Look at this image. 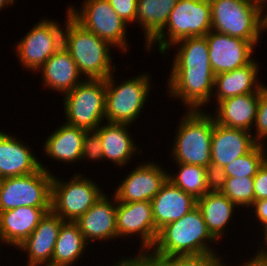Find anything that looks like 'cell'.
Masks as SVG:
<instances>
[{
  "instance_id": "1",
  "label": "cell",
  "mask_w": 267,
  "mask_h": 266,
  "mask_svg": "<svg viewBox=\"0 0 267 266\" xmlns=\"http://www.w3.org/2000/svg\"><path fill=\"white\" fill-rule=\"evenodd\" d=\"M171 47L178 50L166 83L169 98L179 99L187 110H205L204 106L212 102L215 81L206 37H187Z\"/></svg>"
},
{
  "instance_id": "2",
  "label": "cell",
  "mask_w": 267,
  "mask_h": 266,
  "mask_svg": "<svg viewBox=\"0 0 267 266\" xmlns=\"http://www.w3.org/2000/svg\"><path fill=\"white\" fill-rule=\"evenodd\" d=\"M210 243L214 246L212 243H216V240L209 233L202 213L196 206L179 220L161 228L150 251L139 257L176 258L179 255L218 254Z\"/></svg>"
},
{
  "instance_id": "3",
  "label": "cell",
  "mask_w": 267,
  "mask_h": 266,
  "mask_svg": "<svg viewBox=\"0 0 267 266\" xmlns=\"http://www.w3.org/2000/svg\"><path fill=\"white\" fill-rule=\"evenodd\" d=\"M65 28L63 30V47L75 61L84 79L105 80L116 69L112 66L111 45L93 32L84 29L66 9Z\"/></svg>"
},
{
  "instance_id": "4",
  "label": "cell",
  "mask_w": 267,
  "mask_h": 266,
  "mask_svg": "<svg viewBox=\"0 0 267 266\" xmlns=\"http://www.w3.org/2000/svg\"><path fill=\"white\" fill-rule=\"evenodd\" d=\"M215 120L206 110H186L173 138L171 158L175 163L193 164L211 171V139Z\"/></svg>"
},
{
  "instance_id": "5",
  "label": "cell",
  "mask_w": 267,
  "mask_h": 266,
  "mask_svg": "<svg viewBox=\"0 0 267 266\" xmlns=\"http://www.w3.org/2000/svg\"><path fill=\"white\" fill-rule=\"evenodd\" d=\"M210 4L211 30L257 46L262 32L267 30L266 8L259 0H210Z\"/></svg>"
},
{
  "instance_id": "6",
  "label": "cell",
  "mask_w": 267,
  "mask_h": 266,
  "mask_svg": "<svg viewBox=\"0 0 267 266\" xmlns=\"http://www.w3.org/2000/svg\"><path fill=\"white\" fill-rule=\"evenodd\" d=\"M211 28L210 0H178L165 27L145 46V51L151 53L157 44L158 51L165 57L175 42L187 37L206 36Z\"/></svg>"
},
{
  "instance_id": "7",
  "label": "cell",
  "mask_w": 267,
  "mask_h": 266,
  "mask_svg": "<svg viewBox=\"0 0 267 266\" xmlns=\"http://www.w3.org/2000/svg\"><path fill=\"white\" fill-rule=\"evenodd\" d=\"M130 77L117 83L114 72L105 79V121L109 123L132 125L141 116L150 95V73ZM150 78V79H149ZM143 109V110H142Z\"/></svg>"
},
{
  "instance_id": "8",
  "label": "cell",
  "mask_w": 267,
  "mask_h": 266,
  "mask_svg": "<svg viewBox=\"0 0 267 266\" xmlns=\"http://www.w3.org/2000/svg\"><path fill=\"white\" fill-rule=\"evenodd\" d=\"M81 173L75 172L68 181L53 175L51 211L64 221L76 222L105 193L92 177Z\"/></svg>"
},
{
  "instance_id": "9",
  "label": "cell",
  "mask_w": 267,
  "mask_h": 266,
  "mask_svg": "<svg viewBox=\"0 0 267 266\" xmlns=\"http://www.w3.org/2000/svg\"><path fill=\"white\" fill-rule=\"evenodd\" d=\"M105 96V80L84 79L62 96L65 123L95 131L105 121Z\"/></svg>"
},
{
  "instance_id": "10",
  "label": "cell",
  "mask_w": 267,
  "mask_h": 266,
  "mask_svg": "<svg viewBox=\"0 0 267 266\" xmlns=\"http://www.w3.org/2000/svg\"><path fill=\"white\" fill-rule=\"evenodd\" d=\"M82 9H81V8ZM68 6L70 16L84 29L93 32L120 53L129 49L126 24L114 11L108 0H84L81 6Z\"/></svg>"
},
{
  "instance_id": "11",
  "label": "cell",
  "mask_w": 267,
  "mask_h": 266,
  "mask_svg": "<svg viewBox=\"0 0 267 266\" xmlns=\"http://www.w3.org/2000/svg\"><path fill=\"white\" fill-rule=\"evenodd\" d=\"M53 175L42 167L32 173L0 180V212L18 207H51Z\"/></svg>"
},
{
  "instance_id": "12",
  "label": "cell",
  "mask_w": 267,
  "mask_h": 266,
  "mask_svg": "<svg viewBox=\"0 0 267 266\" xmlns=\"http://www.w3.org/2000/svg\"><path fill=\"white\" fill-rule=\"evenodd\" d=\"M59 23L42 18L14 45L22 68L37 72L63 46L64 27Z\"/></svg>"
},
{
  "instance_id": "13",
  "label": "cell",
  "mask_w": 267,
  "mask_h": 266,
  "mask_svg": "<svg viewBox=\"0 0 267 266\" xmlns=\"http://www.w3.org/2000/svg\"><path fill=\"white\" fill-rule=\"evenodd\" d=\"M116 226L117 235L121 239L139 237L141 247L139 246V254L135 256L148 253L159 232L155 226L150 201L117 202Z\"/></svg>"
},
{
  "instance_id": "14",
  "label": "cell",
  "mask_w": 267,
  "mask_h": 266,
  "mask_svg": "<svg viewBox=\"0 0 267 266\" xmlns=\"http://www.w3.org/2000/svg\"><path fill=\"white\" fill-rule=\"evenodd\" d=\"M144 162L138 163L139 166L129 172L115 188L113 194L118 202L151 201L160 192L168 179V171L161 164L150 160Z\"/></svg>"
},
{
  "instance_id": "15",
  "label": "cell",
  "mask_w": 267,
  "mask_h": 266,
  "mask_svg": "<svg viewBox=\"0 0 267 266\" xmlns=\"http://www.w3.org/2000/svg\"><path fill=\"white\" fill-rule=\"evenodd\" d=\"M205 37L209 46L210 64L215 75L245 66L255 58L256 48L250 41L213 30Z\"/></svg>"
},
{
  "instance_id": "16",
  "label": "cell",
  "mask_w": 267,
  "mask_h": 266,
  "mask_svg": "<svg viewBox=\"0 0 267 266\" xmlns=\"http://www.w3.org/2000/svg\"><path fill=\"white\" fill-rule=\"evenodd\" d=\"M63 222L51 210L46 212L33 232L16 248L27 253L25 266H52V254Z\"/></svg>"
},
{
  "instance_id": "17",
  "label": "cell",
  "mask_w": 267,
  "mask_h": 266,
  "mask_svg": "<svg viewBox=\"0 0 267 266\" xmlns=\"http://www.w3.org/2000/svg\"><path fill=\"white\" fill-rule=\"evenodd\" d=\"M256 144L251 132L215 123L211 139V174L215 176L225 165L247 154Z\"/></svg>"
},
{
  "instance_id": "18",
  "label": "cell",
  "mask_w": 267,
  "mask_h": 266,
  "mask_svg": "<svg viewBox=\"0 0 267 266\" xmlns=\"http://www.w3.org/2000/svg\"><path fill=\"white\" fill-rule=\"evenodd\" d=\"M104 193L93 206L77 221L80 232L88 244L117 239L116 209L117 198Z\"/></svg>"
},
{
  "instance_id": "19",
  "label": "cell",
  "mask_w": 267,
  "mask_h": 266,
  "mask_svg": "<svg viewBox=\"0 0 267 266\" xmlns=\"http://www.w3.org/2000/svg\"><path fill=\"white\" fill-rule=\"evenodd\" d=\"M16 137L0 130V179L32 174L41 167L52 173L29 145Z\"/></svg>"
},
{
  "instance_id": "20",
  "label": "cell",
  "mask_w": 267,
  "mask_h": 266,
  "mask_svg": "<svg viewBox=\"0 0 267 266\" xmlns=\"http://www.w3.org/2000/svg\"><path fill=\"white\" fill-rule=\"evenodd\" d=\"M150 202L158 231L165 225L179 220L197 206L194 196L184 192L168 179Z\"/></svg>"
},
{
  "instance_id": "21",
  "label": "cell",
  "mask_w": 267,
  "mask_h": 266,
  "mask_svg": "<svg viewBox=\"0 0 267 266\" xmlns=\"http://www.w3.org/2000/svg\"><path fill=\"white\" fill-rule=\"evenodd\" d=\"M51 207H18L0 212V243L15 249L33 232Z\"/></svg>"
},
{
  "instance_id": "22",
  "label": "cell",
  "mask_w": 267,
  "mask_h": 266,
  "mask_svg": "<svg viewBox=\"0 0 267 266\" xmlns=\"http://www.w3.org/2000/svg\"><path fill=\"white\" fill-rule=\"evenodd\" d=\"M260 90L255 93L238 95L224 99L215 104L213 116L215 123L235 129L252 132Z\"/></svg>"
},
{
  "instance_id": "23",
  "label": "cell",
  "mask_w": 267,
  "mask_h": 266,
  "mask_svg": "<svg viewBox=\"0 0 267 266\" xmlns=\"http://www.w3.org/2000/svg\"><path fill=\"white\" fill-rule=\"evenodd\" d=\"M41 72L45 88L61 92L62 96L84 80L75 61L62 46L37 71Z\"/></svg>"
},
{
  "instance_id": "24",
  "label": "cell",
  "mask_w": 267,
  "mask_h": 266,
  "mask_svg": "<svg viewBox=\"0 0 267 266\" xmlns=\"http://www.w3.org/2000/svg\"><path fill=\"white\" fill-rule=\"evenodd\" d=\"M259 61L253 59L249 64L236 68L233 71L215 75L212 98L217 102L238 95L255 93L263 85L258 73ZM214 96V97H213Z\"/></svg>"
},
{
  "instance_id": "25",
  "label": "cell",
  "mask_w": 267,
  "mask_h": 266,
  "mask_svg": "<svg viewBox=\"0 0 267 266\" xmlns=\"http://www.w3.org/2000/svg\"><path fill=\"white\" fill-rule=\"evenodd\" d=\"M128 124L103 122L95 131L99 134L105 159L120 169L133 159L139 151ZM135 154V155H134Z\"/></svg>"
},
{
  "instance_id": "26",
  "label": "cell",
  "mask_w": 267,
  "mask_h": 266,
  "mask_svg": "<svg viewBox=\"0 0 267 266\" xmlns=\"http://www.w3.org/2000/svg\"><path fill=\"white\" fill-rule=\"evenodd\" d=\"M197 207L212 237L216 241L223 240L222 237L228 232L226 227L239 207L215 187L197 199Z\"/></svg>"
},
{
  "instance_id": "27",
  "label": "cell",
  "mask_w": 267,
  "mask_h": 266,
  "mask_svg": "<svg viewBox=\"0 0 267 266\" xmlns=\"http://www.w3.org/2000/svg\"><path fill=\"white\" fill-rule=\"evenodd\" d=\"M64 123V124H63ZM86 130L62 122L45 140L43 151L55 161L76 163L82 154L83 138Z\"/></svg>"
},
{
  "instance_id": "28",
  "label": "cell",
  "mask_w": 267,
  "mask_h": 266,
  "mask_svg": "<svg viewBox=\"0 0 267 266\" xmlns=\"http://www.w3.org/2000/svg\"><path fill=\"white\" fill-rule=\"evenodd\" d=\"M89 245L76 222L61 225L52 254V266H72L83 257Z\"/></svg>"
},
{
  "instance_id": "29",
  "label": "cell",
  "mask_w": 267,
  "mask_h": 266,
  "mask_svg": "<svg viewBox=\"0 0 267 266\" xmlns=\"http://www.w3.org/2000/svg\"><path fill=\"white\" fill-rule=\"evenodd\" d=\"M178 0H137L136 24L144 32L145 46L165 27Z\"/></svg>"
},
{
  "instance_id": "30",
  "label": "cell",
  "mask_w": 267,
  "mask_h": 266,
  "mask_svg": "<svg viewBox=\"0 0 267 266\" xmlns=\"http://www.w3.org/2000/svg\"><path fill=\"white\" fill-rule=\"evenodd\" d=\"M176 173L168 172V180L196 199L203 197L214 187V176L205 167L193 164L176 163Z\"/></svg>"
},
{
  "instance_id": "31",
  "label": "cell",
  "mask_w": 267,
  "mask_h": 266,
  "mask_svg": "<svg viewBox=\"0 0 267 266\" xmlns=\"http://www.w3.org/2000/svg\"><path fill=\"white\" fill-rule=\"evenodd\" d=\"M267 160V145L256 144L247 154L225 165L214 178L255 177Z\"/></svg>"
},
{
  "instance_id": "32",
  "label": "cell",
  "mask_w": 267,
  "mask_h": 266,
  "mask_svg": "<svg viewBox=\"0 0 267 266\" xmlns=\"http://www.w3.org/2000/svg\"><path fill=\"white\" fill-rule=\"evenodd\" d=\"M214 187L239 208L254 203V177L214 178Z\"/></svg>"
},
{
  "instance_id": "33",
  "label": "cell",
  "mask_w": 267,
  "mask_h": 266,
  "mask_svg": "<svg viewBox=\"0 0 267 266\" xmlns=\"http://www.w3.org/2000/svg\"><path fill=\"white\" fill-rule=\"evenodd\" d=\"M220 254L179 255L176 258L140 257L148 266H227Z\"/></svg>"
},
{
  "instance_id": "34",
  "label": "cell",
  "mask_w": 267,
  "mask_h": 266,
  "mask_svg": "<svg viewBox=\"0 0 267 266\" xmlns=\"http://www.w3.org/2000/svg\"><path fill=\"white\" fill-rule=\"evenodd\" d=\"M256 132L252 137L257 144H267V85L263 84L260 88L259 101L256 112V119L253 126ZM254 134V135H253Z\"/></svg>"
},
{
  "instance_id": "35",
  "label": "cell",
  "mask_w": 267,
  "mask_h": 266,
  "mask_svg": "<svg viewBox=\"0 0 267 266\" xmlns=\"http://www.w3.org/2000/svg\"><path fill=\"white\" fill-rule=\"evenodd\" d=\"M84 159H88L87 161H104L103 146L96 131H86L84 135L81 160Z\"/></svg>"
},
{
  "instance_id": "36",
  "label": "cell",
  "mask_w": 267,
  "mask_h": 266,
  "mask_svg": "<svg viewBox=\"0 0 267 266\" xmlns=\"http://www.w3.org/2000/svg\"><path fill=\"white\" fill-rule=\"evenodd\" d=\"M117 15L128 25L136 23L137 0H108Z\"/></svg>"
},
{
  "instance_id": "37",
  "label": "cell",
  "mask_w": 267,
  "mask_h": 266,
  "mask_svg": "<svg viewBox=\"0 0 267 266\" xmlns=\"http://www.w3.org/2000/svg\"><path fill=\"white\" fill-rule=\"evenodd\" d=\"M267 199V160L254 177V201Z\"/></svg>"
},
{
  "instance_id": "38",
  "label": "cell",
  "mask_w": 267,
  "mask_h": 266,
  "mask_svg": "<svg viewBox=\"0 0 267 266\" xmlns=\"http://www.w3.org/2000/svg\"><path fill=\"white\" fill-rule=\"evenodd\" d=\"M251 207V211L254 209L255 212V220L260 222L259 227H262L261 229L267 227V199L254 201Z\"/></svg>"
},
{
  "instance_id": "39",
  "label": "cell",
  "mask_w": 267,
  "mask_h": 266,
  "mask_svg": "<svg viewBox=\"0 0 267 266\" xmlns=\"http://www.w3.org/2000/svg\"><path fill=\"white\" fill-rule=\"evenodd\" d=\"M124 258L115 262L111 266H148L139 256H123Z\"/></svg>"
},
{
  "instance_id": "40",
  "label": "cell",
  "mask_w": 267,
  "mask_h": 266,
  "mask_svg": "<svg viewBox=\"0 0 267 266\" xmlns=\"http://www.w3.org/2000/svg\"><path fill=\"white\" fill-rule=\"evenodd\" d=\"M263 233V241L261 244H259L258 251L255 252V254L262 260L267 261V227L260 229ZM261 245V246H260Z\"/></svg>"
},
{
  "instance_id": "41",
  "label": "cell",
  "mask_w": 267,
  "mask_h": 266,
  "mask_svg": "<svg viewBox=\"0 0 267 266\" xmlns=\"http://www.w3.org/2000/svg\"><path fill=\"white\" fill-rule=\"evenodd\" d=\"M243 265L239 266H267V261L260 259L256 254L252 256L251 259H248L246 263H243ZM232 266V265H230ZM238 266V265H237Z\"/></svg>"
},
{
  "instance_id": "42",
  "label": "cell",
  "mask_w": 267,
  "mask_h": 266,
  "mask_svg": "<svg viewBox=\"0 0 267 266\" xmlns=\"http://www.w3.org/2000/svg\"><path fill=\"white\" fill-rule=\"evenodd\" d=\"M16 0H0V11L3 10V8L6 9V7L10 8V6H13V4H15Z\"/></svg>"
},
{
  "instance_id": "43",
  "label": "cell",
  "mask_w": 267,
  "mask_h": 266,
  "mask_svg": "<svg viewBox=\"0 0 267 266\" xmlns=\"http://www.w3.org/2000/svg\"><path fill=\"white\" fill-rule=\"evenodd\" d=\"M261 2V4L267 8V0H259Z\"/></svg>"
},
{
  "instance_id": "44",
  "label": "cell",
  "mask_w": 267,
  "mask_h": 266,
  "mask_svg": "<svg viewBox=\"0 0 267 266\" xmlns=\"http://www.w3.org/2000/svg\"><path fill=\"white\" fill-rule=\"evenodd\" d=\"M266 29H267V10H266Z\"/></svg>"
}]
</instances>
